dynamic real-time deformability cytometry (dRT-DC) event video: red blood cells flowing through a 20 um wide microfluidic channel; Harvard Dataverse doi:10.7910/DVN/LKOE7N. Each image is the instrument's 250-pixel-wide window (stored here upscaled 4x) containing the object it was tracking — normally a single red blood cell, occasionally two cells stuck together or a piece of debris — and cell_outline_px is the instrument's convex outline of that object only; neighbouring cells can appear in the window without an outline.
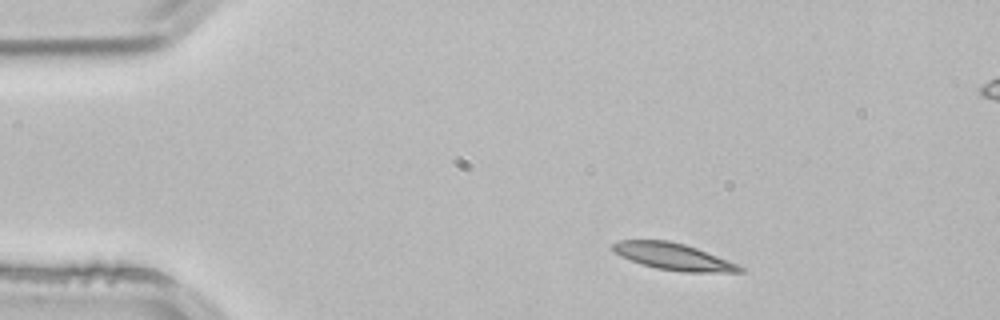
{"species": "common noctule bat (a hibernating species)", "species_latin": "Nyctalus noctula", "temperature_condition": "room temperature", "stored_images_in_passage": 3, "segment_of_instrument_passage": [1, 2], "camera_frame_rate_fps": 3000, "um_per_image_px": 0.085, "animal": {"sex": "male", "body_mass_g": 21.5, "forearm_length_mm": 52.0}, "frame": {"image": 1, "passage_image": 1, "time_ms": 0.0, "image_size_px": [1000, 320], "cell_outline_px": [[744, 272], [684, 272], [656, 268], [640, 264], [620, 256], [612, 248], [612, 244], [616, 240], [668, 240], [684, 244], [696, 248], [728, 260], [744, 268]], "centroid_in_image_um": [57.2, 21.81], "position_along_channel_um": 27.8, "area_um2": 19.71}}